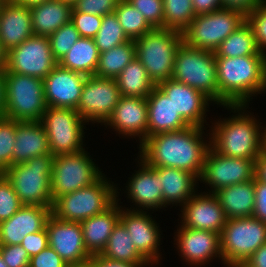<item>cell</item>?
I'll return each instance as SVG.
<instances>
[{
  "mask_svg": "<svg viewBox=\"0 0 266 267\" xmlns=\"http://www.w3.org/2000/svg\"><path fill=\"white\" fill-rule=\"evenodd\" d=\"M100 255L105 258L130 264H150L137 251L129 233L120 221L113 228L107 245Z\"/></svg>",
  "mask_w": 266,
  "mask_h": 267,
  "instance_id": "cell-34",
  "label": "cell"
},
{
  "mask_svg": "<svg viewBox=\"0 0 266 267\" xmlns=\"http://www.w3.org/2000/svg\"><path fill=\"white\" fill-rule=\"evenodd\" d=\"M163 28L183 32L195 18L192 0H163Z\"/></svg>",
  "mask_w": 266,
  "mask_h": 267,
  "instance_id": "cell-38",
  "label": "cell"
},
{
  "mask_svg": "<svg viewBox=\"0 0 266 267\" xmlns=\"http://www.w3.org/2000/svg\"><path fill=\"white\" fill-rule=\"evenodd\" d=\"M135 41V54L157 85L172 78L178 48L183 34L166 28H153Z\"/></svg>",
  "mask_w": 266,
  "mask_h": 267,
  "instance_id": "cell-5",
  "label": "cell"
},
{
  "mask_svg": "<svg viewBox=\"0 0 266 267\" xmlns=\"http://www.w3.org/2000/svg\"><path fill=\"white\" fill-rule=\"evenodd\" d=\"M7 51L3 48L2 42L0 41V69L6 68Z\"/></svg>",
  "mask_w": 266,
  "mask_h": 267,
  "instance_id": "cell-58",
  "label": "cell"
},
{
  "mask_svg": "<svg viewBox=\"0 0 266 267\" xmlns=\"http://www.w3.org/2000/svg\"><path fill=\"white\" fill-rule=\"evenodd\" d=\"M135 41L129 40L99 55L95 76L115 79L135 58Z\"/></svg>",
  "mask_w": 266,
  "mask_h": 267,
  "instance_id": "cell-36",
  "label": "cell"
},
{
  "mask_svg": "<svg viewBox=\"0 0 266 267\" xmlns=\"http://www.w3.org/2000/svg\"><path fill=\"white\" fill-rule=\"evenodd\" d=\"M160 175L163 208L184 205L197 191L199 179L192 173L177 168L152 167Z\"/></svg>",
  "mask_w": 266,
  "mask_h": 267,
  "instance_id": "cell-29",
  "label": "cell"
},
{
  "mask_svg": "<svg viewBox=\"0 0 266 267\" xmlns=\"http://www.w3.org/2000/svg\"><path fill=\"white\" fill-rule=\"evenodd\" d=\"M120 97L116 79L88 76L75 110L87 124L97 122L102 125L111 116Z\"/></svg>",
  "mask_w": 266,
  "mask_h": 267,
  "instance_id": "cell-14",
  "label": "cell"
},
{
  "mask_svg": "<svg viewBox=\"0 0 266 267\" xmlns=\"http://www.w3.org/2000/svg\"><path fill=\"white\" fill-rule=\"evenodd\" d=\"M118 198L119 195L116 194V201L109 208L80 222L84 246L91 256L102 253L113 228L120 221L122 206L119 205Z\"/></svg>",
  "mask_w": 266,
  "mask_h": 267,
  "instance_id": "cell-26",
  "label": "cell"
},
{
  "mask_svg": "<svg viewBox=\"0 0 266 267\" xmlns=\"http://www.w3.org/2000/svg\"><path fill=\"white\" fill-rule=\"evenodd\" d=\"M128 138L139 137L141 144L148 137L147 98L121 96L111 116L103 124Z\"/></svg>",
  "mask_w": 266,
  "mask_h": 267,
  "instance_id": "cell-19",
  "label": "cell"
},
{
  "mask_svg": "<svg viewBox=\"0 0 266 267\" xmlns=\"http://www.w3.org/2000/svg\"><path fill=\"white\" fill-rule=\"evenodd\" d=\"M172 80L197 89L218 105L216 55L184 42L176 53Z\"/></svg>",
  "mask_w": 266,
  "mask_h": 267,
  "instance_id": "cell-8",
  "label": "cell"
},
{
  "mask_svg": "<svg viewBox=\"0 0 266 267\" xmlns=\"http://www.w3.org/2000/svg\"><path fill=\"white\" fill-rule=\"evenodd\" d=\"M49 153V140L40 121H16L12 165L24 163L33 157Z\"/></svg>",
  "mask_w": 266,
  "mask_h": 267,
  "instance_id": "cell-28",
  "label": "cell"
},
{
  "mask_svg": "<svg viewBox=\"0 0 266 267\" xmlns=\"http://www.w3.org/2000/svg\"><path fill=\"white\" fill-rule=\"evenodd\" d=\"M181 226L217 232L221 235L227 221L214 193H195L181 210Z\"/></svg>",
  "mask_w": 266,
  "mask_h": 267,
  "instance_id": "cell-21",
  "label": "cell"
},
{
  "mask_svg": "<svg viewBox=\"0 0 266 267\" xmlns=\"http://www.w3.org/2000/svg\"><path fill=\"white\" fill-rule=\"evenodd\" d=\"M21 246L29 254L30 258L39 254L43 249L49 246L48 233L46 228L39 232L30 233L23 238Z\"/></svg>",
  "mask_w": 266,
  "mask_h": 267,
  "instance_id": "cell-49",
  "label": "cell"
},
{
  "mask_svg": "<svg viewBox=\"0 0 266 267\" xmlns=\"http://www.w3.org/2000/svg\"><path fill=\"white\" fill-rule=\"evenodd\" d=\"M227 267H252L250 264H248L247 262H237L234 264H231Z\"/></svg>",
  "mask_w": 266,
  "mask_h": 267,
  "instance_id": "cell-59",
  "label": "cell"
},
{
  "mask_svg": "<svg viewBox=\"0 0 266 267\" xmlns=\"http://www.w3.org/2000/svg\"><path fill=\"white\" fill-rule=\"evenodd\" d=\"M255 177L266 183V151H263L255 160Z\"/></svg>",
  "mask_w": 266,
  "mask_h": 267,
  "instance_id": "cell-55",
  "label": "cell"
},
{
  "mask_svg": "<svg viewBox=\"0 0 266 267\" xmlns=\"http://www.w3.org/2000/svg\"><path fill=\"white\" fill-rule=\"evenodd\" d=\"M29 267H70L55 251L48 246L30 258Z\"/></svg>",
  "mask_w": 266,
  "mask_h": 267,
  "instance_id": "cell-48",
  "label": "cell"
},
{
  "mask_svg": "<svg viewBox=\"0 0 266 267\" xmlns=\"http://www.w3.org/2000/svg\"><path fill=\"white\" fill-rule=\"evenodd\" d=\"M53 159L51 153L36 156L24 163L12 165L3 172L23 205H39L52 209Z\"/></svg>",
  "mask_w": 266,
  "mask_h": 267,
  "instance_id": "cell-4",
  "label": "cell"
},
{
  "mask_svg": "<svg viewBox=\"0 0 266 267\" xmlns=\"http://www.w3.org/2000/svg\"><path fill=\"white\" fill-rule=\"evenodd\" d=\"M117 186L103 174L95 183L57 197L51 213L62 220L81 222L109 208L119 194Z\"/></svg>",
  "mask_w": 266,
  "mask_h": 267,
  "instance_id": "cell-6",
  "label": "cell"
},
{
  "mask_svg": "<svg viewBox=\"0 0 266 267\" xmlns=\"http://www.w3.org/2000/svg\"><path fill=\"white\" fill-rule=\"evenodd\" d=\"M45 228L48 233L49 246L70 267L89 263L92 256L84 246L80 222L62 220L51 213Z\"/></svg>",
  "mask_w": 266,
  "mask_h": 267,
  "instance_id": "cell-16",
  "label": "cell"
},
{
  "mask_svg": "<svg viewBox=\"0 0 266 267\" xmlns=\"http://www.w3.org/2000/svg\"><path fill=\"white\" fill-rule=\"evenodd\" d=\"M195 15L207 14L222 8L221 0H192Z\"/></svg>",
  "mask_w": 266,
  "mask_h": 267,
  "instance_id": "cell-53",
  "label": "cell"
},
{
  "mask_svg": "<svg viewBox=\"0 0 266 267\" xmlns=\"http://www.w3.org/2000/svg\"><path fill=\"white\" fill-rule=\"evenodd\" d=\"M15 139L16 120L0 116V169L3 172L12 166Z\"/></svg>",
  "mask_w": 266,
  "mask_h": 267,
  "instance_id": "cell-40",
  "label": "cell"
},
{
  "mask_svg": "<svg viewBox=\"0 0 266 267\" xmlns=\"http://www.w3.org/2000/svg\"><path fill=\"white\" fill-rule=\"evenodd\" d=\"M114 13L124 33L131 40H136L153 29L145 17L127 0H120Z\"/></svg>",
  "mask_w": 266,
  "mask_h": 267,
  "instance_id": "cell-37",
  "label": "cell"
},
{
  "mask_svg": "<svg viewBox=\"0 0 266 267\" xmlns=\"http://www.w3.org/2000/svg\"><path fill=\"white\" fill-rule=\"evenodd\" d=\"M16 4L23 5L26 7H32L34 5L42 4L49 0H11Z\"/></svg>",
  "mask_w": 266,
  "mask_h": 267,
  "instance_id": "cell-57",
  "label": "cell"
},
{
  "mask_svg": "<svg viewBox=\"0 0 266 267\" xmlns=\"http://www.w3.org/2000/svg\"><path fill=\"white\" fill-rule=\"evenodd\" d=\"M115 79L121 96L147 98L156 86L137 57Z\"/></svg>",
  "mask_w": 266,
  "mask_h": 267,
  "instance_id": "cell-33",
  "label": "cell"
},
{
  "mask_svg": "<svg viewBox=\"0 0 266 267\" xmlns=\"http://www.w3.org/2000/svg\"><path fill=\"white\" fill-rule=\"evenodd\" d=\"M5 69H0V116H3L5 109Z\"/></svg>",
  "mask_w": 266,
  "mask_h": 267,
  "instance_id": "cell-56",
  "label": "cell"
},
{
  "mask_svg": "<svg viewBox=\"0 0 266 267\" xmlns=\"http://www.w3.org/2000/svg\"><path fill=\"white\" fill-rule=\"evenodd\" d=\"M157 86L169 97L178 113L189 125L205 127L206 112L213 101L201 91L172 79ZM206 114V115H205Z\"/></svg>",
  "mask_w": 266,
  "mask_h": 267,
  "instance_id": "cell-20",
  "label": "cell"
},
{
  "mask_svg": "<svg viewBox=\"0 0 266 267\" xmlns=\"http://www.w3.org/2000/svg\"><path fill=\"white\" fill-rule=\"evenodd\" d=\"M139 170L132 174L126 186V196L135 207L129 208L135 211L159 210L163 208L162 185L160 175L142 159L138 158ZM143 209V210H142Z\"/></svg>",
  "mask_w": 266,
  "mask_h": 267,
  "instance_id": "cell-23",
  "label": "cell"
},
{
  "mask_svg": "<svg viewBox=\"0 0 266 267\" xmlns=\"http://www.w3.org/2000/svg\"><path fill=\"white\" fill-rule=\"evenodd\" d=\"M246 22L251 26L258 49L266 53V0L246 16Z\"/></svg>",
  "mask_w": 266,
  "mask_h": 267,
  "instance_id": "cell-43",
  "label": "cell"
},
{
  "mask_svg": "<svg viewBox=\"0 0 266 267\" xmlns=\"http://www.w3.org/2000/svg\"><path fill=\"white\" fill-rule=\"evenodd\" d=\"M246 262L252 267H266V243L262 244Z\"/></svg>",
  "mask_w": 266,
  "mask_h": 267,
  "instance_id": "cell-54",
  "label": "cell"
},
{
  "mask_svg": "<svg viewBox=\"0 0 266 267\" xmlns=\"http://www.w3.org/2000/svg\"><path fill=\"white\" fill-rule=\"evenodd\" d=\"M3 116L16 121H41L47 110L43 79L5 72Z\"/></svg>",
  "mask_w": 266,
  "mask_h": 267,
  "instance_id": "cell-7",
  "label": "cell"
},
{
  "mask_svg": "<svg viewBox=\"0 0 266 267\" xmlns=\"http://www.w3.org/2000/svg\"><path fill=\"white\" fill-rule=\"evenodd\" d=\"M63 2H66V3H69L71 4L72 6L74 5V3L77 1V0H61Z\"/></svg>",
  "mask_w": 266,
  "mask_h": 267,
  "instance_id": "cell-62",
  "label": "cell"
},
{
  "mask_svg": "<svg viewBox=\"0 0 266 267\" xmlns=\"http://www.w3.org/2000/svg\"><path fill=\"white\" fill-rule=\"evenodd\" d=\"M255 160L227 157L217 153L211 146L205 156L199 181L211 189L209 193L255 178Z\"/></svg>",
  "mask_w": 266,
  "mask_h": 267,
  "instance_id": "cell-15",
  "label": "cell"
},
{
  "mask_svg": "<svg viewBox=\"0 0 266 267\" xmlns=\"http://www.w3.org/2000/svg\"><path fill=\"white\" fill-rule=\"evenodd\" d=\"M53 57L59 62L60 59L70 50L73 44L80 38L78 30L71 23L62 25L49 37Z\"/></svg>",
  "mask_w": 266,
  "mask_h": 267,
  "instance_id": "cell-41",
  "label": "cell"
},
{
  "mask_svg": "<svg viewBox=\"0 0 266 267\" xmlns=\"http://www.w3.org/2000/svg\"><path fill=\"white\" fill-rule=\"evenodd\" d=\"M0 267H8L6 263L4 262L2 256L0 255Z\"/></svg>",
  "mask_w": 266,
  "mask_h": 267,
  "instance_id": "cell-61",
  "label": "cell"
},
{
  "mask_svg": "<svg viewBox=\"0 0 266 267\" xmlns=\"http://www.w3.org/2000/svg\"><path fill=\"white\" fill-rule=\"evenodd\" d=\"M77 267H93V266L90 263H88V264L77 266Z\"/></svg>",
  "mask_w": 266,
  "mask_h": 267,
  "instance_id": "cell-63",
  "label": "cell"
},
{
  "mask_svg": "<svg viewBox=\"0 0 266 267\" xmlns=\"http://www.w3.org/2000/svg\"><path fill=\"white\" fill-rule=\"evenodd\" d=\"M102 16L71 11V23L78 30L80 37L94 38L100 29Z\"/></svg>",
  "mask_w": 266,
  "mask_h": 267,
  "instance_id": "cell-45",
  "label": "cell"
},
{
  "mask_svg": "<svg viewBox=\"0 0 266 267\" xmlns=\"http://www.w3.org/2000/svg\"><path fill=\"white\" fill-rule=\"evenodd\" d=\"M93 39L99 53L130 40L124 33L115 13L103 16L100 29Z\"/></svg>",
  "mask_w": 266,
  "mask_h": 267,
  "instance_id": "cell-39",
  "label": "cell"
},
{
  "mask_svg": "<svg viewBox=\"0 0 266 267\" xmlns=\"http://www.w3.org/2000/svg\"><path fill=\"white\" fill-rule=\"evenodd\" d=\"M57 65L49 38L33 35L7 52L5 72L44 79Z\"/></svg>",
  "mask_w": 266,
  "mask_h": 267,
  "instance_id": "cell-13",
  "label": "cell"
},
{
  "mask_svg": "<svg viewBox=\"0 0 266 267\" xmlns=\"http://www.w3.org/2000/svg\"><path fill=\"white\" fill-rule=\"evenodd\" d=\"M3 176V171L0 169V178Z\"/></svg>",
  "mask_w": 266,
  "mask_h": 267,
  "instance_id": "cell-65",
  "label": "cell"
},
{
  "mask_svg": "<svg viewBox=\"0 0 266 267\" xmlns=\"http://www.w3.org/2000/svg\"><path fill=\"white\" fill-rule=\"evenodd\" d=\"M220 243L222 264L226 267L246 262L266 243V223L253 216L227 219L220 235Z\"/></svg>",
  "mask_w": 266,
  "mask_h": 267,
  "instance_id": "cell-10",
  "label": "cell"
},
{
  "mask_svg": "<svg viewBox=\"0 0 266 267\" xmlns=\"http://www.w3.org/2000/svg\"><path fill=\"white\" fill-rule=\"evenodd\" d=\"M88 154L83 149L54 156L51 173L53 201L59 196L95 183L104 174Z\"/></svg>",
  "mask_w": 266,
  "mask_h": 267,
  "instance_id": "cell-11",
  "label": "cell"
},
{
  "mask_svg": "<svg viewBox=\"0 0 266 267\" xmlns=\"http://www.w3.org/2000/svg\"><path fill=\"white\" fill-rule=\"evenodd\" d=\"M87 76L59 64L43 79L48 107L76 109Z\"/></svg>",
  "mask_w": 266,
  "mask_h": 267,
  "instance_id": "cell-22",
  "label": "cell"
},
{
  "mask_svg": "<svg viewBox=\"0 0 266 267\" xmlns=\"http://www.w3.org/2000/svg\"><path fill=\"white\" fill-rule=\"evenodd\" d=\"M263 149L266 151V127H263Z\"/></svg>",
  "mask_w": 266,
  "mask_h": 267,
  "instance_id": "cell-60",
  "label": "cell"
},
{
  "mask_svg": "<svg viewBox=\"0 0 266 267\" xmlns=\"http://www.w3.org/2000/svg\"><path fill=\"white\" fill-rule=\"evenodd\" d=\"M227 219L250 217L255 206V178L221 188L215 193Z\"/></svg>",
  "mask_w": 266,
  "mask_h": 267,
  "instance_id": "cell-30",
  "label": "cell"
},
{
  "mask_svg": "<svg viewBox=\"0 0 266 267\" xmlns=\"http://www.w3.org/2000/svg\"><path fill=\"white\" fill-rule=\"evenodd\" d=\"M253 217L266 223V183L255 177V206Z\"/></svg>",
  "mask_w": 266,
  "mask_h": 267,
  "instance_id": "cell-50",
  "label": "cell"
},
{
  "mask_svg": "<svg viewBox=\"0 0 266 267\" xmlns=\"http://www.w3.org/2000/svg\"><path fill=\"white\" fill-rule=\"evenodd\" d=\"M246 22V16L236 10L220 8L196 15L182 32L183 42L192 47L214 52L235 30Z\"/></svg>",
  "mask_w": 266,
  "mask_h": 267,
  "instance_id": "cell-9",
  "label": "cell"
},
{
  "mask_svg": "<svg viewBox=\"0 0 266 267\" xmlns=\"http://www.w3.org/2000/svg\"><path fill=\"white\" fill-rule=\"evenodd\" d=\"M120 0H77L72 11H79L99 16L114 13Z\"/></svg>",
  "mask_w": 266,
  "mask_h": 267,
  "instance_id": "cell-46",
  "label": "cell"
},
{
  "mask_svg": "<svg viewBox=\"0 0 266 267\" xmlns=\"http://www.w3.org/2000/svg\"><path fill=\"white\" fill-rule=\"evenodd\" d=\"M216 57H243L248 55H266L255 42L251 26L245 22L232 32L214 51Z\"/></svg>",
  "mask_w": 266,
  "mask_h": 267,
  "instance_id": "cell-35",
  "label": "cell"
},
{
  "mask_svg": "<svg viewBox=\"0 0 266 267\" xmlns=\"http://www.w3.org/2000/svg\"><path fill=\"white\" fill-rule=\"evenodd\" d=\"M148 137L160 133L178 131L190 125L176 113L172 101L156 85L147 96Z\"/></svg>",
  "mask_w": 266,
  "mask_h": 267,
  "instance_id": "cell-27",
  "label": "cell"
},
{
  "mask_svg": "<svg viewBox=\"0 0 266 267\" xmlns=\"http://www.w3.org/2000/svg\"><path fill=\"white\" fill-rule=\"evenodd\" d=\"M99 51L94 39L80 37L58 64L66 69L84 75H95L99 60Z\"/></svg>",
  "mask_w": 266,
  "mask_h": 267,
  "instance_id": "cell-32",
  "label": "cell"
},
{
  "mask_svg": "<svg viewBox=\"0 0 266 267\" xmlns=\"http://www.w3.org/2000/svg\"><path fill=\"white\" fill-rule=\"evenodd\" d=\"M204 129L190 125L178 131L149 136L139 145L138 157L150 167L177 168L199 179L210 148V137L209 141L203 138Z\"/></svg>",
  "mask_w": 266,
  "mask_h": 267,
  "instance_id": "cell-1",
  "label": "cell"
},
{
  "mask_svg": "<svg viewBox=\"0 0 266 267\" xmlns=\"http://www.w3.org/2000/svg\"><path fill=\"white\" fill-rule=\"evenodd\" d=\"M248 105H227L231 110L229 118L214 122L210 136V146L219 154L242 159H257L263 149V127L251 114ZM261 128V130H260Z\"/></svg>",
  "mask_w": 266,
  "mask_h": 267,
  "instance_id": "cell-3",
  "label": "cell"
},
{
  "mask_svg": "<svg viewBox=\"0 0 266 267\" xmlns=\"http://www.w3.org/2000/svg\"><path fill=\"white\" fill-rule=\"evenodd\" d=\"M50 215V207L22 205L11 218L0 222V245H20L26 235L43 230Z\"/></svg>",
  "mask_w": 266,
  "mask_h": 267,
  "instance_id": "cell-24",
  "label": "cell"
},
{
  "mask_svg": "<svg viewBox=\"0 0 266 267\" xmlns=\"http://www.w3.org/2000/svg\"><path fill=\"white\" fill-rule=\"evenodd\" d=\"M40 122L45 128L53 156L85 149L83 138L87 122L75 109L47 107Z\"/></svg>",
  "mask_w": 266,
  "mask_h": 267,
  "instance_id": "cell-12",
  "label": "cell"
},
{
  "mask_svg": "<svg viewBox=\"0 0 266 267\" xmlns=\"http://www.w3.org/2000/svg\"><path fill=\"white\" fill-rule=\"evenodd\" d=\"M135 7L153 28H163V0H127Z\"/></svg>",
  "mask_w": 266,
  "mask_h": 267,
  "instance_id": "cell-44",
  "label": "cell"
},
{
  "mask_svg": "<svg viewBox=\"0 0 266 267\" xmlns=\"http://www.w3.org/2000/svg\"><path fill=\"white\" fill-rule=\"evenodd\" d=\"M22 205L11 183L3 175L0 178V222L11 218Z\"/></svg>",
  "mask_w": 266,
  "mask_h": 267,
  "instance_id": "cell-42",
  "label": "cell"
},
{
  "mask_svg": "<svg viewBox=\"0 0 266 267\" xmlns=\"http://www.w3.org/2000/svg\"><path fill=\"white\" fill-rule=\"evenodd\" d=\"M174 236L181 258L190 266H201L215 258L223 262L221 255L220 234L217 232L191 229L180 226Z\"/></svg>",
  "mask_w": 266,
  "mask_h": 267,
  "instance_id": "cell-18",
  "label": "cell"
},
{
  "mask_svg": "<svg viewBox=\"0 0 266 267\" xmlns=\"http://www.w3.org/2000/svg\"><path fill=\"white\" fill-rule=\"evenodd\" d=\"M5 1L6 0H0V10H1V8H2V6H3V4H4Z\"/></svg>",
  "mask_w": 266,
  "mask_h": 267,
  "instance_id": "cell-64",
  "label": "cell"
},
{
  "mask_svg": "<svg viewBox=\"0 0 266 267\" xmlns=\"http://www.w3.org/2000/svg\"><path fill=\"white\" fill-rule=\"evenodd\" d=\"M216 72L221 107L249 105L252 96L266 92V55L216 57Z\"/></svg>",
  "mask_w": 266,
  "mask_h": 267,
  "instance_id": "cell-2",
  "label": "cell"
},
{
  "mask_svg": "<svg viewBox=\"0 0 266 267\" xmlns=\"http://www.w3.org/2000/svg\"><path fill=\"white\" fill-rule=\"evenodd\" d=\"M262 0H221L222 8L236 10L245 16L250 14Z\"/></svg>",
  "mask_w": 266,
  "mask_h": 267,
  "instance_id": "cell-51",
  "label": "cell"
},
{
  "mask_svg": "<svg viewBox=\"0 0 266 267\" xmlns=\"http://www.w3.org/2000/svg\"><path fill=\"white\" fill-rule=\"evenodd\" d=\"M0 255L8 267H29L30 256L20 245H0Z\"/></svg>",
  "mask_w": 266,
  "mask_h": 267,
  "instance_id": "cell-47",
  "label": "cell"
},
{
  "mask_svg": "<svg viewBox=\"0 0 266 267\" xmlns=\"http://www.w3.org/2000/svg\"><path fill=\"white\" fill-rule=\"evenodd\" d=\"M125 208V209H124ZM121 207L120 222L130 235L137 251L152 265L159 264L161 230L148 211L130 210ZM148 213V214H147Z\"/></svg>",
  "mask_w": 266,
  "mask_h": 267,
  "instance_id": "cell-17",
  "label": "cell"
},
{
  "mask_svg": "<svg viewBox=\"0 0 266 267\" xmlns=\"http://www.w3.org/2000/svg\"><path fill=\"white\" fill-rule=\"evenodd\" d=\"M34 35L30 7L6 0L0 10V41L8 52Z\"/></svg>",
  "mask_w": 266,
  "mask_h": 267,
  "instance_id": "cell-25",
  "label": "cell"
},
{
  "mask_svg": "<svg viewBox=\"0 0 266 267\" xmlns=\"http://www.w3.org/2000/svg\"><path fill=\"white\" fill-rule=\"evenodd\" d=\"M89 263L93 267H145L148 265L150 267V264H130L126 262H119L116 260L105 258L100 254L92 256Z\"/></svg>",
  "mask_w": 266,
  "mask_h": 267,
  "instance_id": "cell-52",
  "label": "cell"
},
{
  "mask_svg": "<svg viewBox=\"0 0 266 267\" xmlns=\"http://www.w3.org/2000/svg\"><path fill=\"white\" fill-rule=\"evenodd\" d=\"M72 5L61 0H49L30 7L34 35L49 37L70 22Z\"/></svg>",
  "mask_w": 266,
  "mask_h": 267,
  "instance_id": "cell-31",
  "label": "cell"
}]
</instances>
